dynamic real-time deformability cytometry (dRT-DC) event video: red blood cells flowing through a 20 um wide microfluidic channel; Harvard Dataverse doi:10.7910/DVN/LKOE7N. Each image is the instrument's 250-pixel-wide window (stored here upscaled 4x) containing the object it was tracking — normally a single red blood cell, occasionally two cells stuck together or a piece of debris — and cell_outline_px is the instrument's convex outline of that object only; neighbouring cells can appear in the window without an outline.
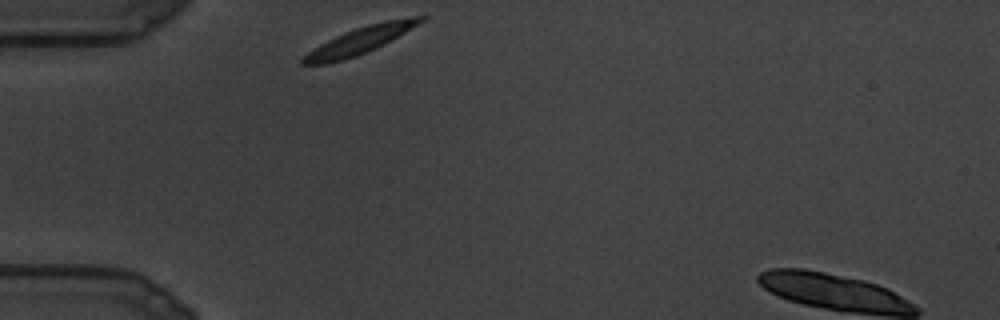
{"species": "common noctule bat (a hibernating species)", "species_latin": "Nyctalus noctula", "temperature_condition": "cold", "stored_images_in_passage": 17, "camera_frame_rate_fps": 3000, "um_per_image_px": 0.085, "animal": {"sex": "male", "body_mass_g": 19.5, "forearm_length_mm": 54.6}, "frame": {"image": 1, "passage_image": 1, "time_ms": 0.0, "image_size_px": [1000, 320], "cell_outline_px": [[428, 16], [424, 20], [384, 44], [376, 48], [356, 56], [344, 60], [324, 64], [300, 64], [300, 60], [308, 52], [320, 44], [344, 32], [368, 24], [384, 20], [412, 16]], "centroid_in_image_um": [30.57, 3.44], "position_along_channel_um": 54.4, "area_um2": 18.15}}
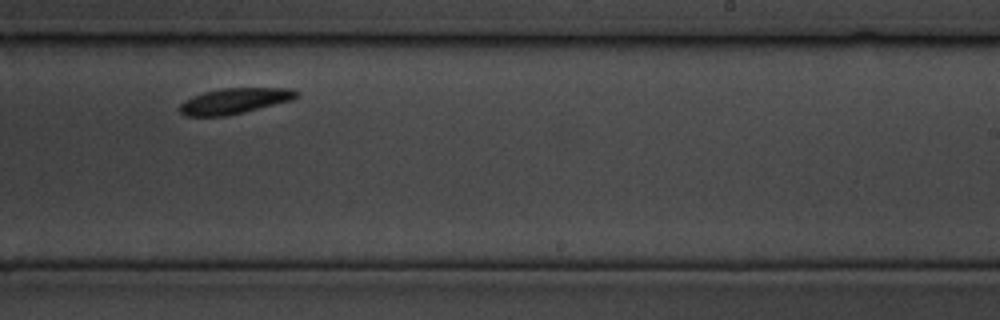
{"frame": {"image": 2, "passage_image": 11, "time_ms": 3.333, "image_size_px": [1000, 320], "cell_outline_px": [[300, 96], [292, 100], [228, 116], [184, 116], [180, 112], [180, 104], [184, 100], [192, 96], [204, 92], [224, 88], [292, 88], [300, 92]], "centroid_in_image_um": [19.96, 8.58], "position_along_channel_um": 269.0, "area_um2": 17.57}}
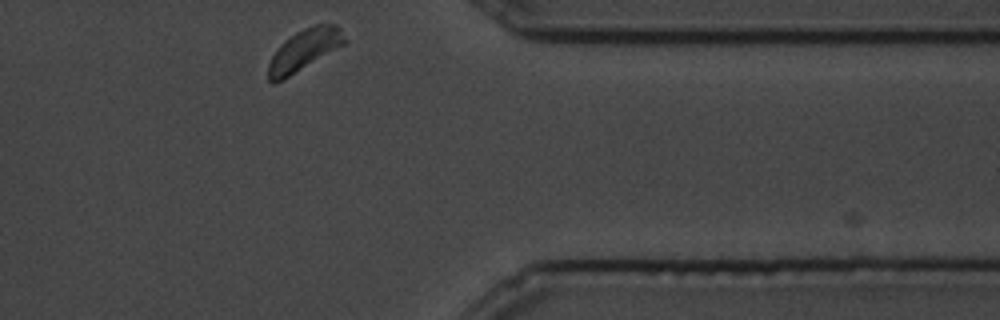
{"frame": {"image": 3, "passage_image": 17, "time_ms": 5.333, "image_size_px": [1000, 320], "cell_outline_px": [[348, 40], [344, 44], [276, 84], [272, 84], [268, 80], [268, 64], [272, 56], [296, 32], [312, 24], [336, 24], [340, 28]], "centroid_in_image_um": [25.88, 4.26], "position_along_channel_um": 385.5, "area_um2": 17.98}}